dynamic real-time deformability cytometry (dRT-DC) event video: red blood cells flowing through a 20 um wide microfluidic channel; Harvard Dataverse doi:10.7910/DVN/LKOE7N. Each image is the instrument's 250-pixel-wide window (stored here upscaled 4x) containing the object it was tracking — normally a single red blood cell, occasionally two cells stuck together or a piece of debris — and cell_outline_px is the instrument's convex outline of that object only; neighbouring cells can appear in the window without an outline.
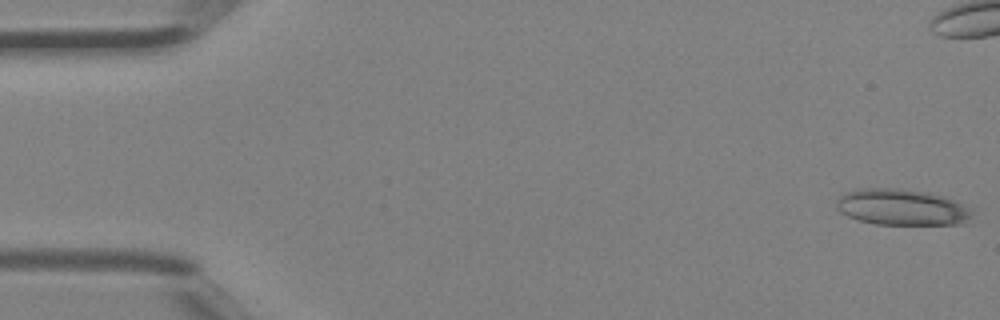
{"species": "Egyptian fruit bat (a non-hibernating species)", "species_latin": "Rousettus aegyptiacus", "temperature_condition": "room temperature", "stored_images_in_passage": 47, "camera_frame_rate_fps": 3000, "um_per_image_px": 0.085, "animal": {"sex": "female"}, "frame": {"image": 1, "passage_image": 1, "time_ms": 0.0, "image_size_px": [1000, 320], "cell_outline_px": [[972, 216], [960, 224], [876, 224], [860, 220], [848, 216], [840, 212], [836, 208], [836, 200], [844, 192], [860, 188], [900, 188], [928, 192], [944, 196], [972, 208]], "centroid_in_image_um": [76.63, 17.59], "position_along_channel_um": 8.4, "area_um2": 28.67}}
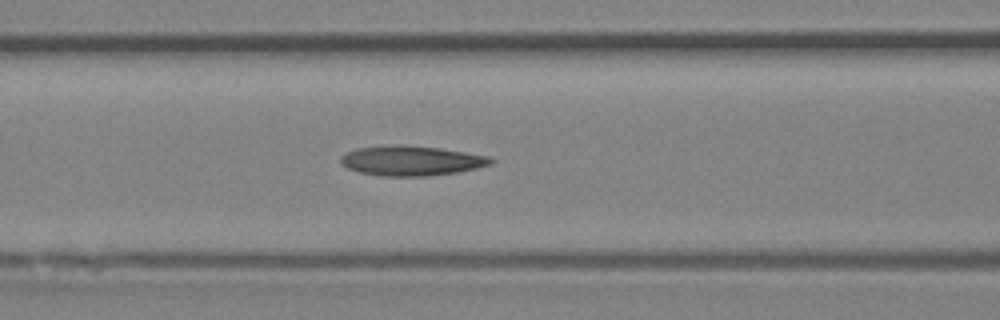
{"frame": {"image": 2, "passage_image": 19, "time_ms": 6.0, "image_size_px": [1000, 320], "cell_outline_px": [[496, 160], [492, 164], [476, 168], [456, 172], [428, 176], [380, 176], [360, 172], [348, 168], [340, 164], [340, 156], [344, 152], [356, 148], [440, 148], [488, 156]], "centroid_in_image_um": [34.98, 13.71], "position_along_channel_um": 131.6, "area_um2": 25.03}}
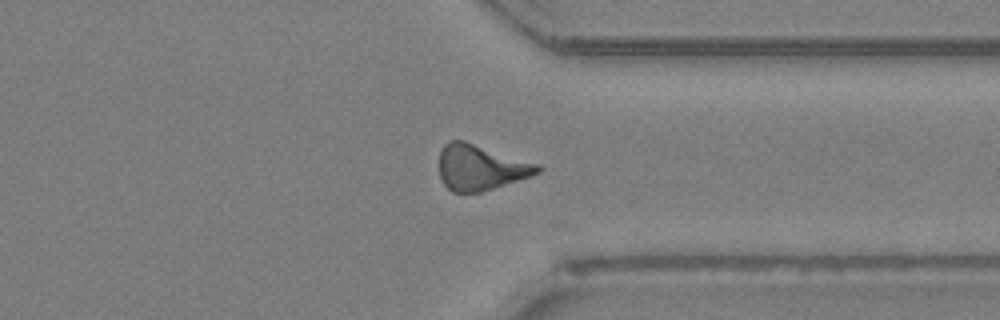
{"frame": {"image": 3, "passage_image": 35, "time_ms": 11.333, "image_size_px": [1000, 320], "cell_outline_px": [[544, 168], [540, 172], [532, 176], [480, 192], [452, 192], [444, 184], [440, 176], [440, 148], [448, 140], [464, 140], [540, 164]], "centroid_in_image_um": [40.87, 14.21], "position_along_channel_um": 370.5, "area_um2": 26.24}, "authors_computed_cell_mechanics": {"area_um2": 25.3742, "velocity_mm_per_s": 4.4919, "shape_relaxation_time_tau1_ms": null, "shape_relaxation_time_tau2_ms": 4.6515, "deformation_change_tau1": null, "deformation_change_tau2": 0.1843}}